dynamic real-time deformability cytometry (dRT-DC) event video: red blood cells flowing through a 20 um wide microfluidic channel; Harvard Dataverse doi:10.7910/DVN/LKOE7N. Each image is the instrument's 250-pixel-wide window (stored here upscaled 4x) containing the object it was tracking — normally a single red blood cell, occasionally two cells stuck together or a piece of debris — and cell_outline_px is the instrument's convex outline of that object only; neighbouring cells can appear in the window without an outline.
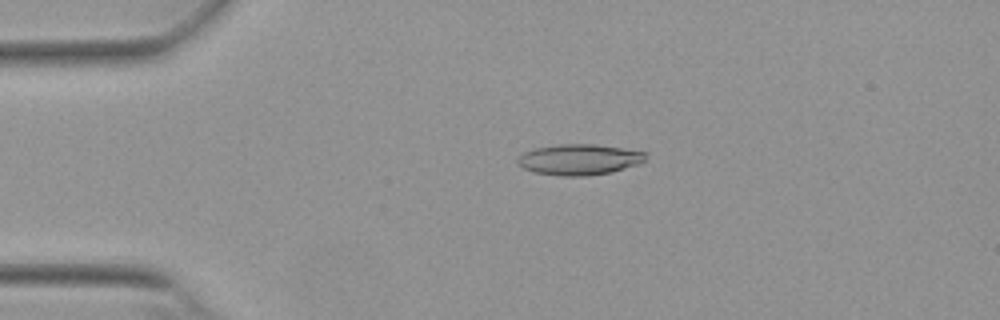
{"species": "Egyptian fruit bat (a non-hibernating species)", "species_latin": "Rousettus aegyptiacus", "temperature_condition": "warm", "stored_images_in_passage": 53, "camera_frame_rate_fps": 3000, "um_per_image_px": 0.085, "animal": {"sex": "female"}, "frame": {"image": 1, "passage_image": 12, "time_ms": 3.667, "image_size_px": [1000, 320], "cell_outline_px": [[648, 152], [644, 160], [640, 164], [612, 172], [588, 176], [564, 176], [536, 172], [524, 168], [516, 160], [524, 152], [536, 148], [564, 144], [596, 144]], "centroid_in_image_um": [49.3, 13.56], "position_along_channel_um": 35.7, "area_um2": 22.83}}
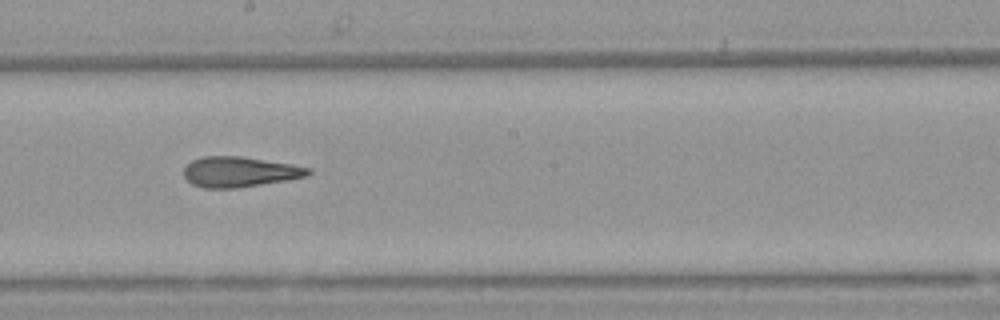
{"frame": {"image": 2, "passage_image": 30, "time_ms": 9.667, "image_size_px": [1000, 320], "cell_outline_px": [[312, 172], [308, 176], [288, 180], [236, 188], [204, 188], [192, 184], [184, 176], [184, 168], [192, 160], [204, 156], [240, 156], [292, 164], [312, 168]], "centroid_in_image_um": [20.4, 14.61], "position_along_channel_um": 227.8, "area_um2": 22.02}}
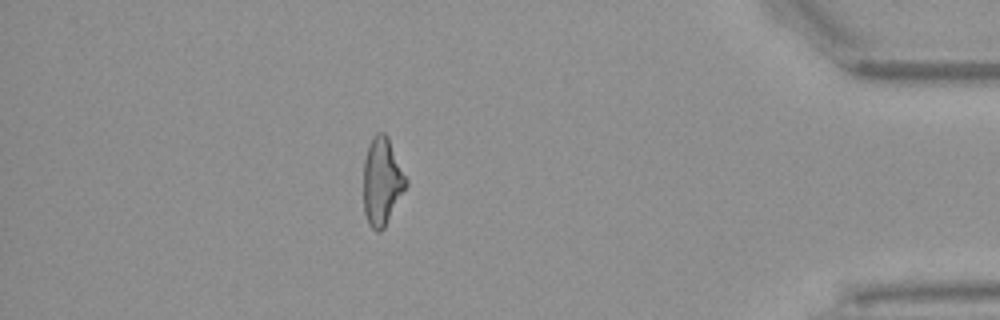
{"frame": {"image": 3, "passage_image": 47, "time_ms": 15.333, "image_size_px": [1000, 320], "cell_outline_px": [[408, 184], [384, 228], [380, 232], [376, 232], [368, 224], [364, 212], [364, 160], [368, 144], [372, 136], [376, 132], [384, 132], [388, 136], [408, 180]], "centroid_in_image_um": [32.47, 15.4], "position_along_channel_um": 402.7, "area_um2": 21.91}, "authors_computed_cell_mechanics": {"area_um2": 22.3108, "velocity_mm_per_s": 3.8727, "shape_relaxation_time_tau1_ms": null, "shape_relaxation_time_tau2_ms": 3.5351, "deformation_change_tau1": null, "deformation_change_tau2": 0.1492}}